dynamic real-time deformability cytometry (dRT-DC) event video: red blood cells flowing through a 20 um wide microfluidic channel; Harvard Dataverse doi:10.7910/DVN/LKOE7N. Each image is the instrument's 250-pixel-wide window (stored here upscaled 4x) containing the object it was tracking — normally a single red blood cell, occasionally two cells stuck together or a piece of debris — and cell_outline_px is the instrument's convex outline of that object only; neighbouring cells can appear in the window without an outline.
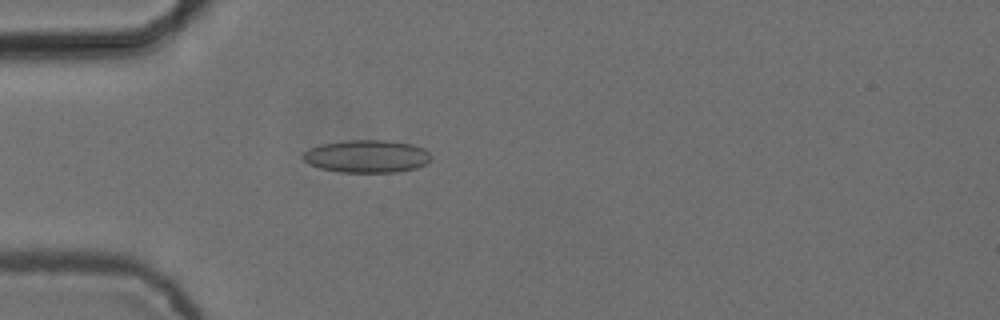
{"species": "common noctule bat (a hibernating species)", "species_latin": "Nyctalus noctula", "temperature_condition": "cold", "stored_images_in_passage": 2, "camera_frame_rate_fps": 3000, "um_per_image_px": 0.085, "animal": {"sex": "female", "body_mass_g": 24.6, "forearm_length_mm": 56.2}, "frame": {"image": 1, "passage_image": 2, "time_ms": 0.333, "image_size_px": [1000, 320], "cell_outline_px": [[432, 156], [428, 164], [416, 168], [396, 172], [340, 172], [320, 168], [308, 164], [300, 156], [304, 152], [320, 144], [344, 140], [388, 140], [412, 144], [424, 148]], "centroid_in_image_um": [31.19, 13.28], "position_along_channel_um": 53.8, "area_um2": 24.62}}